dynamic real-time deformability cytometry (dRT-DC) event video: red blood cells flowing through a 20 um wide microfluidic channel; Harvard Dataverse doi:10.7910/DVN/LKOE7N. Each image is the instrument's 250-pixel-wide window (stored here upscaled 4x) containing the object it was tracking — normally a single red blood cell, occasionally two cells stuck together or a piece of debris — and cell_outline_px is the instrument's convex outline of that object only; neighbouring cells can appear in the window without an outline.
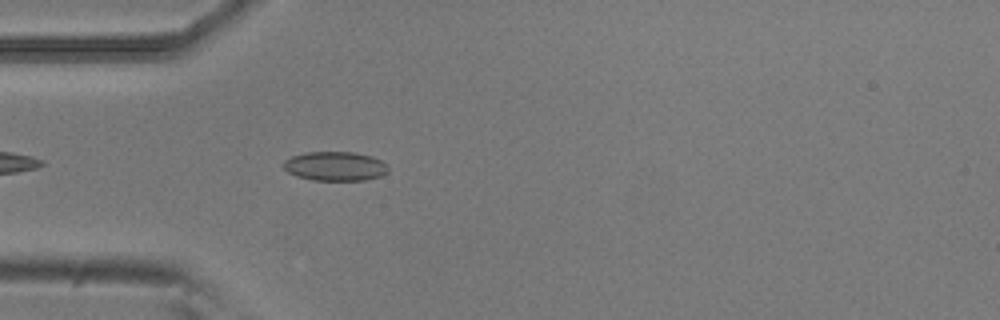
{"species": "common noctule bat (a hibernating species)", "species_latin": "Nyctalus noctula", "temperature_condition": "room temperature", "stored_images_in_passage": 10, "camera_frame_rate_fps": 3000, "um_per_image_px": 0.085, "animal": {"sex": "male", "body_mass_g": 20.5, "forearm_length_mm": 52.5}, "frame": {"image": 1, "passage_image": 4, "time_ms": 1.0, "image_size_px": [1000, 320], "cell_outline_px": [[388, 172], [380, 176], [364, 180], [312, 180], [296, 176], [288, 172], [284, 168], [284, 160], [292, 156], [304, 152], [352, 152], [372, 156], [388, 164]], "centroid_in_image_um": [28.49, 14.12], "position_along_channel_um": 56.5, "area_um2": 17.86}}
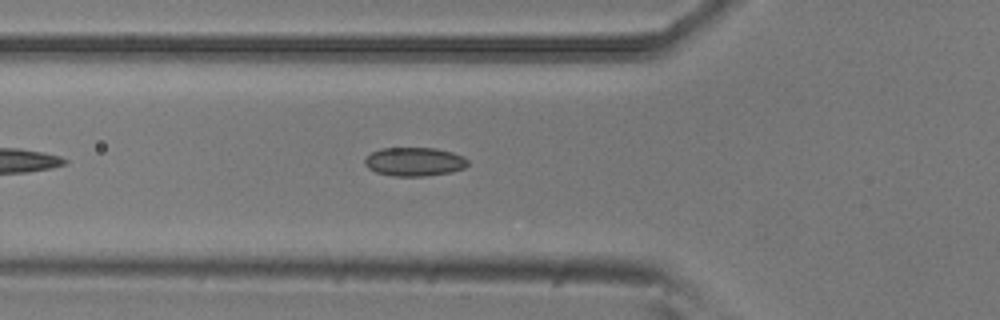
{"frame": {"image": 2, "passage_image": 7, "time_ms": 2.0, "image_size_px": [1000, 320], "cell_outline_px": [[468, 164], [464, 168], [452, 172], [424, 176], [392, 176], [376, 172], [368, 168], [364, 164], [364, 160], [372, 152], [380, 148], [436, 148], [452, 152], [464, 156], [468, 160]], "centroid_in_image_um": [35.23, 13.74], "position_along_channel_um": 90.6, "area_um2": 17.34}}